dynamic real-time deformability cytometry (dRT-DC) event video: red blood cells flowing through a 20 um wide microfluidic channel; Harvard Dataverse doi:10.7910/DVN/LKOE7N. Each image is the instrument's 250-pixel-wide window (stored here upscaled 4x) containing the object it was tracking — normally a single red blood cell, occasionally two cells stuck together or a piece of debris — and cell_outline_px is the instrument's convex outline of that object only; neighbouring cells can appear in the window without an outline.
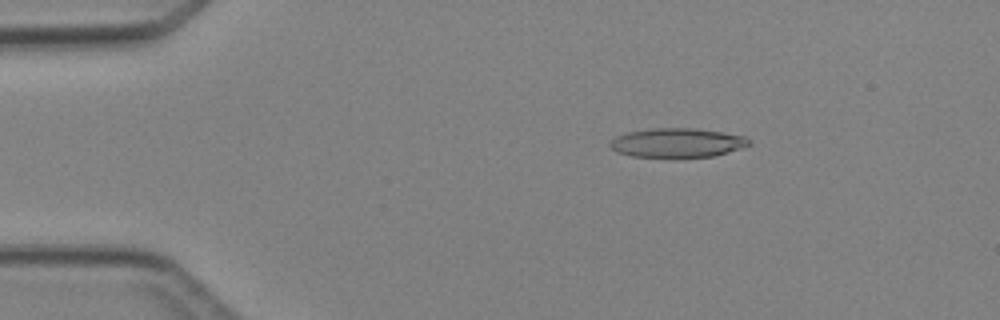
{"species": "Egyptian fruit bat (a non-hibernating species)", "species_latin": "Rousettus aegyptiacus", "temperature_condition": "cold", "stored_images_in_passage": 5, "camera_frame_rate_fps": 3000, "um_per_image_px": 0.085, "animal": {"sex": "female"}, "frame": {"image": 1, "passage_image": 2, "time_ms": 1.333, "image_size_px": [1000, 320], "cell_outline_px": [[752, 144], [728, 152], [712, 156], [632, 156], [616, 152], [608, 144], [616, 136], [628, 132], [652, 128], [696, 128], [744, 136], [752, 140]], "centroid_in_image_um": [57.57, 12.12], "position_along_channel_um": 27.4, "area_um2": 23.29}}
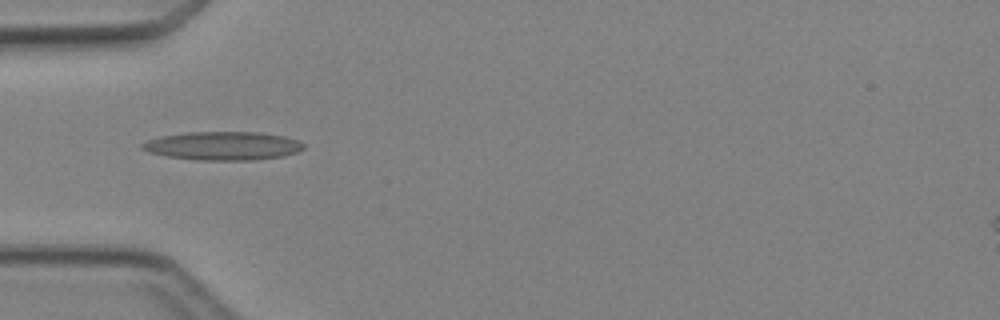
{"frame": {"image": 2, "passage_image": 4, "time_ms": 3.667, "image_size_px": [1000, 320], "cell_outline_px": [[304, 148], [296, 152], [284, 156], [256, 160], [196, 160], [168, 156], [148, 152], [140, 148], [140, 144], [148, 140], [160, 136], [188, 132], [260, 132], [284, 136], [300, 140], [304, 144]], "centroid_in_image_um": [18.96, 12.39], "position_along_channel_um": 66.0, "area_um2": 26.99}}
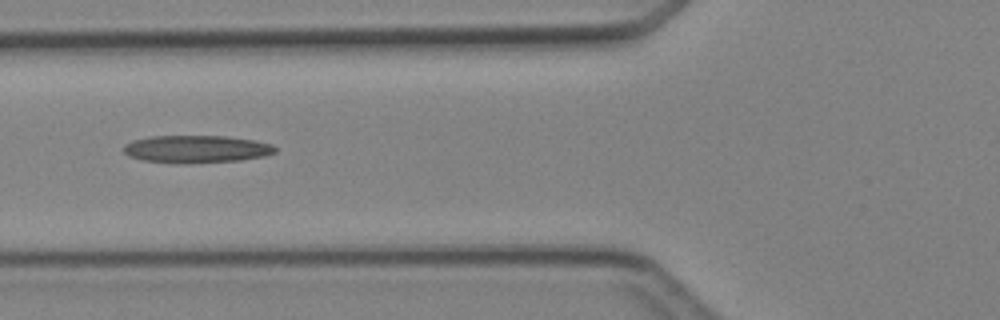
{"frame": {"image": 3, "passage_image": 5, "time_ms": 4.667, "image_size_px": [1000, 320], "cell_outline_px": [[276, 152], [264, 156], [240, 160], [184, 164], [176, 164], [144, 160], [128, 156], [124, 152], [124, 144], [132, 140], [148, 136], [228, 136], [256, 140], [272, 144], [276, 148]], "centroid_in_image_um": [16.68, 12.67], "position_along_channel_um": 109.1, "area_um2": 24.62}}